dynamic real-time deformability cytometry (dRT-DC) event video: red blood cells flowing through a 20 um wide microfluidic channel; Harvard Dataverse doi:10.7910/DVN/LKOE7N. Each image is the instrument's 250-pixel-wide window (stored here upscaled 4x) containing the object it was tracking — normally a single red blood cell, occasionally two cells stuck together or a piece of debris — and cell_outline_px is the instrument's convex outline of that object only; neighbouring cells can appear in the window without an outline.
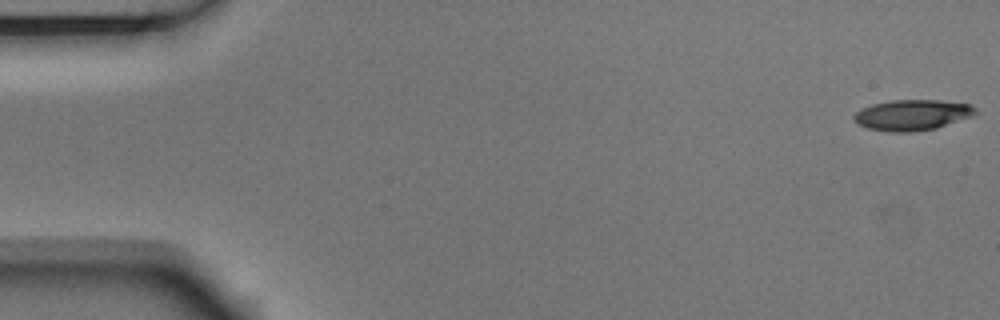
{"species": "Egyptian fruit bat (a non-hibernating species)", "species_latin": "Rousettus aegyptiacus", "temperature_condition": "room temperature", "stored_images_in_passage": 17, "camera_frame_rate_fps": 3000, "um_per_image_px": 0.085, "animal": {"sex": "male"}, "frame": {"image": 1, "passage_image": 1, "time_ms": 0.0, "image_size_px": [1000, 320], "cell_outline_px": [[976, 112], [972, 116], [936, 128], [916, 132], [888, 132], [868, 128], [856, 124], [852, 120], [852, 116], [860, 108], [872, 104], [888, 100], [936, 100], [968, 104], [976, 108]], "centroid_in_image_um": [77.46, 9.78], "position_along_channel_um": 7.5, "area_um2": 21.91}}
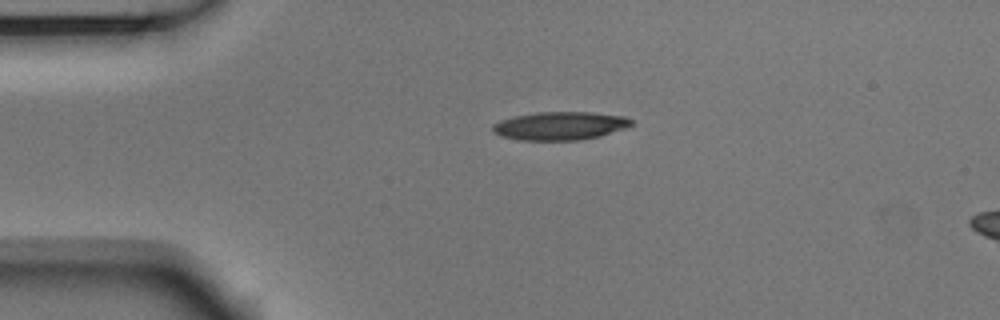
{"frame": {"image": 2, "passage_image": 12, "time_ms": 3.667, "image_size_px": [1000, 320], "cell_outline_px": [[632, 124], [624, 128], [600, 136], [580, 140], [516, 140], [500, 136], [492, 132], [492, 124], [500, 120], [512, 116], [536, 112], [592, 112], [624, 116], [632, 120]], "centroid_in_image_um": [47.54, 10.69], "position_along_channel_um": 37.5, "area_um2": 23.0}}